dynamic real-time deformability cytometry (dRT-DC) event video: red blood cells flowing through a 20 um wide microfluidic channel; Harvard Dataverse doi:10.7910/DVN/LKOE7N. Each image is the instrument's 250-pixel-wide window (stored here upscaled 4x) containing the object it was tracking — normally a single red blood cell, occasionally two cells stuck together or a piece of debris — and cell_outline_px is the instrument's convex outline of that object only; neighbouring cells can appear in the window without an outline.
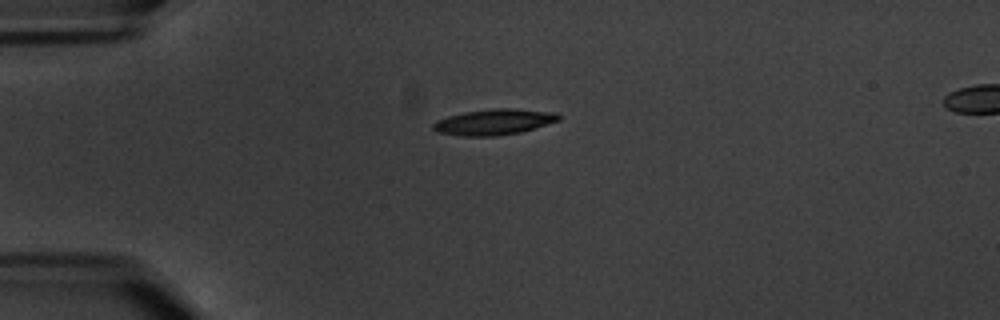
{"species": "common noctule bat (a hibernating species)", "species_latin": "Nyctalus noctula", "temperature_condition": "warm", "stored_images_in_passage": 3, "camera_frame_rate_fps": 3000, "um_per_image_px": 0.085, "animal": {"sex": "male", "body_mass_g": 20.1, "forearm_length_mm": 53.5}, "frame": {"image": 1, "passage_image": 1, "time_ms": 0.0, "image_size_px": [1000, 320], "cell_outline_px": [[560, 120], [520, 132], [496, 136], [464, 136], [436, 132], [432, 128], [432, 124], [436, 120], [448, 116], [464, 112], [492, 108], [512, 108], [556, 112], [560, 116]], "centroid_in_image_um": [41.97, 10.36], "position_along_channel_um": 43.0, "area_um2": 18.9}}